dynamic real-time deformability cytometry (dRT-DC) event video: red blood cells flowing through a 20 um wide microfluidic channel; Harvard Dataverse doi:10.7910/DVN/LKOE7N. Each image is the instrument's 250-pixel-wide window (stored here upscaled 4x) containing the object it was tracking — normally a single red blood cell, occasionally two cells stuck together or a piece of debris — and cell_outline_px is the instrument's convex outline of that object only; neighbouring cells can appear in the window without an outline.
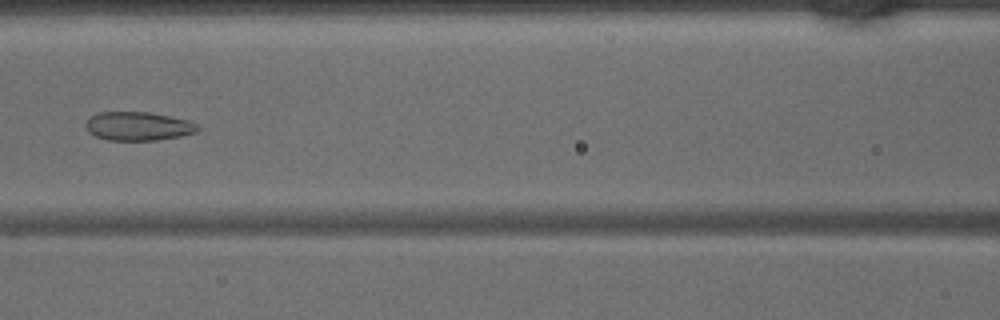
{"species": "common noctule bat (a hibernating species)", "species_latin": "Nyctalus noctula", "temperature_condition": "warm", "stored_images_in_passage": 41, "camera_frame_rate_fps": 3000, "um_per_image_px": 0.085, "animal": {"sex": "male", "body_mass_g": 15.6}, "frame": {"image": 1, "passage_image": 15, "time_ms": 4.667, "image_size_px": [1000, 320], "cell_outline_px": [[200, 128], [196, 132], [180, 136], [156, 140], [108, 140], [96, 136], [88, 132], [84, 128], [84, 124], [96, 112], [148, 112], [188, 120], [196, 124]], "centroid_in_image_um": [11.71, 10.72], "position_along_channel_um": 154.9, "area_um2": 18.67}}
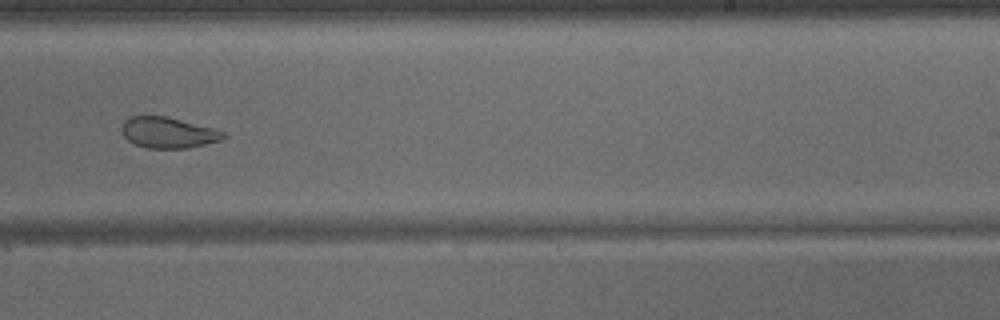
{"frame": {"image": 2, "passage_image": 23, "time_ms": 7.333, "image_size_px": [1000, 320], "cell_outline_px": [[228, 136], [220, 140], [188, 148], [148, 148], [136, 144], [128, 140], [124, 136], [120, 128], [124, 120], [128, 116], [164, 116], [212, 128], [224, 132]], "centroid_in_image_um": [14.25, 11.27], "position_along_channel_um": 274.7, "area_um2": 18.09}}
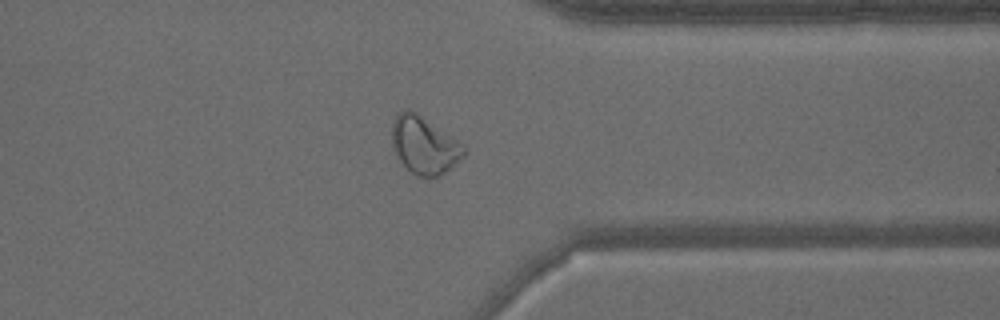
{"frame": {"image": 3, "passage_image": 30, "time_ms": 9.667, "image_size_px": [1000, 320], "cell_outline_px": [[464, 156], [440, 176], [428, 180], [416, 176], [400, 160], [392, 148], [392, 124], [396, 116], [404, 108], [408, 108], [416, 112], [464, 144]], "centroid_in_image_um": [36.05, 12.36], "position_along_channel_um": 375.3, "area_um2": 24.16}}